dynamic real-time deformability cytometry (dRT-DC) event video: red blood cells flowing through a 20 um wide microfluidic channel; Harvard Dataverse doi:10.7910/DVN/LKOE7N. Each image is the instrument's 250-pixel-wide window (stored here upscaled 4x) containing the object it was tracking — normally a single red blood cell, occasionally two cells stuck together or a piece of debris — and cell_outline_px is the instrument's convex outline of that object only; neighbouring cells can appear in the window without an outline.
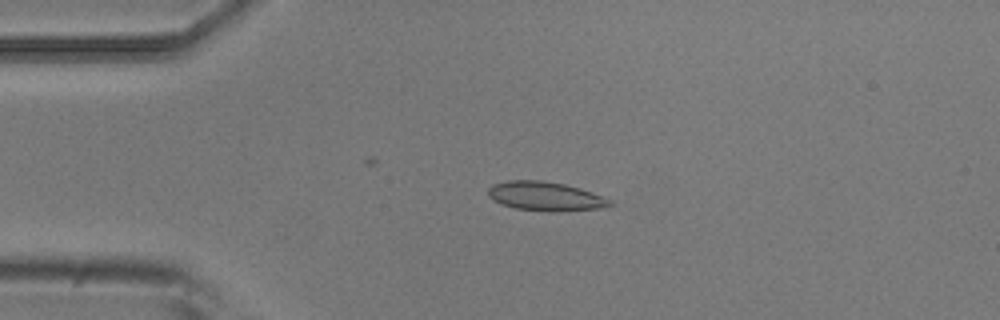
{"species": "common noctule bat (a hibernating species)", "species_latin": "Nyctalus noctula", "temperature_condition": "room temperature", "stored_images_in_passage": 4, "camera_frame_rate_fps": 3000, "um_per_image_px": 0.085, "animal": {"sex": "male", "body_mass_g": 20.5, "forearm_length_mm": 52.5}, "frame": {"image": 1, "passage_image": 4, "time_ms": 1.0, "image_size_px": [1000, 320], "cell_outline_px": [[616, 204], [604, 208], [556, 212], [548, 212], [516, 208], [500, 204], [492, 200], [488, 196], [488, 188], [492, 184], [508, 180], [540, 180], [564, 184], [580, 188], [592, 192], [612, 200]], "centroid_in_image_um": [46.38, 16.69], "position_along_channel_um": 38.6, "area_um2": 20.98}}